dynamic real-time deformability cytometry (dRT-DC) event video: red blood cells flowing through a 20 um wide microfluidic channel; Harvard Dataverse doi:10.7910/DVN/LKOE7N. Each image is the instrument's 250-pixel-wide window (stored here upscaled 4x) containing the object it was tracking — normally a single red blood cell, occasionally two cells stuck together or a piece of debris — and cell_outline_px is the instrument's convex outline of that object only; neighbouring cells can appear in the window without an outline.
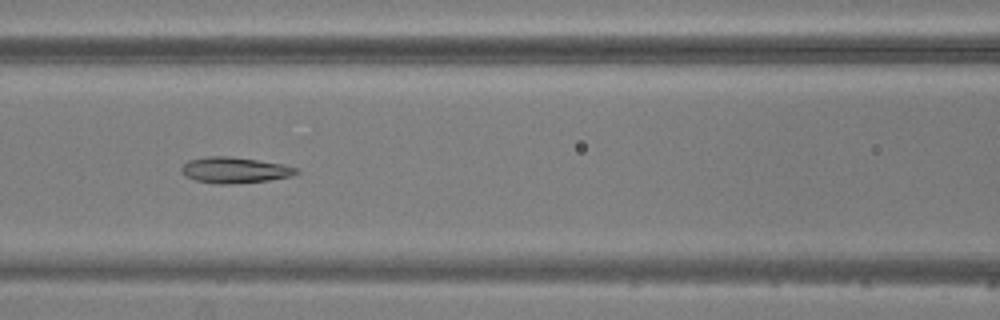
{"species": "common noctule bat (a hibernating species)", "species_latin": "Nyctalus noctula", "temperature_condition": "warm", "stored_images_in_passage": 3, "camera_frame_rate_fps": 3000, "um_per_image_px": 0.085, "animal": {"sex": "male", "body_mass_g": 20.5, "forearm_length_mm": 52.5}, "frame": {"image": 1, "passage_image": 3, "time_ms": 2.0, "image_size_px": [1000, 320], "cell_outline_px": [[300, 172], [292, 176], [268, 180], [232, 184], [216, 184], [196, 180], [180, 172], [180, 168], [188, 160], [208, 156], [228, 156], [284, 164], [300, 168]], "centroid_in_image_um": [19.98, 14.46], "position_along_channel_um": 146.6, "area_um2": 17.4}}